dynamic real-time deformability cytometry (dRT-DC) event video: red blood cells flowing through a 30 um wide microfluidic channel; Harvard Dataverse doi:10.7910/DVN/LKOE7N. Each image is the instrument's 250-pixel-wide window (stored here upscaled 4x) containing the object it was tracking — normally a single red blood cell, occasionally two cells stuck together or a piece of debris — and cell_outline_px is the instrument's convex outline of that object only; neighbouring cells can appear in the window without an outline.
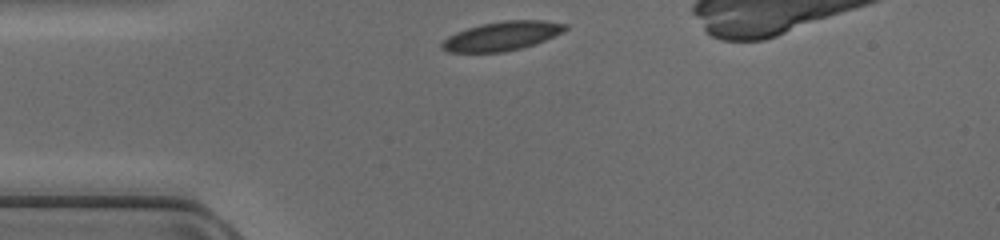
{"species": "common noctule bat (a hibernating species)", "species_latin": "Nyctalus noctula", "temperature_condition": "cold", "stored_images_in_passage": 29, "camera_frame_rate_fps": 3000, "um_per_image_px": 0.085, "animal": {"sex": "female", "body_mass_g": 17.0, "forearm_length_mm": 48.0}, "frame": {"image": 1, "passage_image": 1, "time_ms": 0.0, "image_size_px": [1000, 240], "cell_outline_px": [[568, 28], [544, 40], [520, 48], [504, 52], [448, 52], [440, 48], [440, 44], [448, 36], [456, 32], [468, 28], [484, 24], [504, 20], [544, 20], [568, 24]], "centroid_in_image_um": [42.63, 3.06], "position_along_channel_um": 42.4, "area_um2": 20.58}}
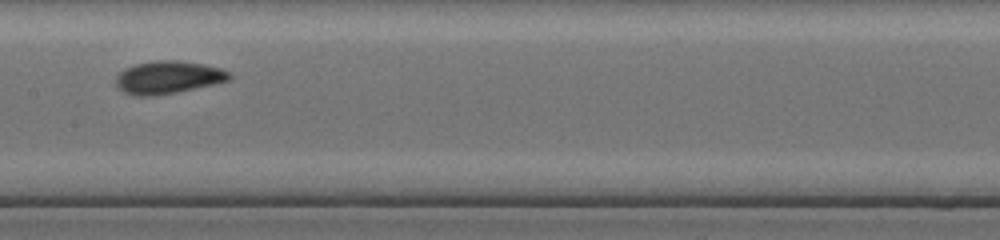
{"frame": {"image": 2, "passage_image": 13, "time_ms": 4.0, "image_size_px": [1000, 240], "cell_outline_px": [[232, 76], [228, 80], [212, 84], [176, 92], [152, 96], [136, 96], [124, 92], [116, 84], [116, 76], [124, 68], [136, 64], [156, 60], [176, 60], [204, 64], [220, 68], [228, 72]], "centroid_in_image_um": [14.26, 6.57], "position_along_channel_um": 193.1, "area_um2": 21.39}}
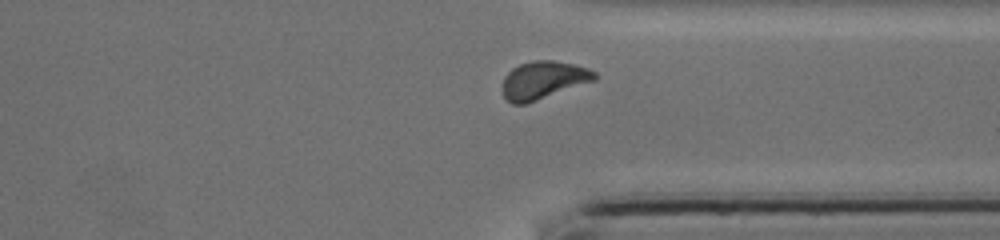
{"frame": {"image": 3, "passage_image": 25, "time_ms": 8.0, "image_size_px": [1000, 240], "cell_outline_px": [[596, 80], [524, 104], [512, 104], [504, 96], [504, 76], [512, 68], [520, 64], [536, 60], [552, 60], [572, 64], [588, 68], [596, 72]], "centroid_in_image_um": [46.19, 6.8], "position_along_channel_um": 365.2, "area_um2": 19.94}}